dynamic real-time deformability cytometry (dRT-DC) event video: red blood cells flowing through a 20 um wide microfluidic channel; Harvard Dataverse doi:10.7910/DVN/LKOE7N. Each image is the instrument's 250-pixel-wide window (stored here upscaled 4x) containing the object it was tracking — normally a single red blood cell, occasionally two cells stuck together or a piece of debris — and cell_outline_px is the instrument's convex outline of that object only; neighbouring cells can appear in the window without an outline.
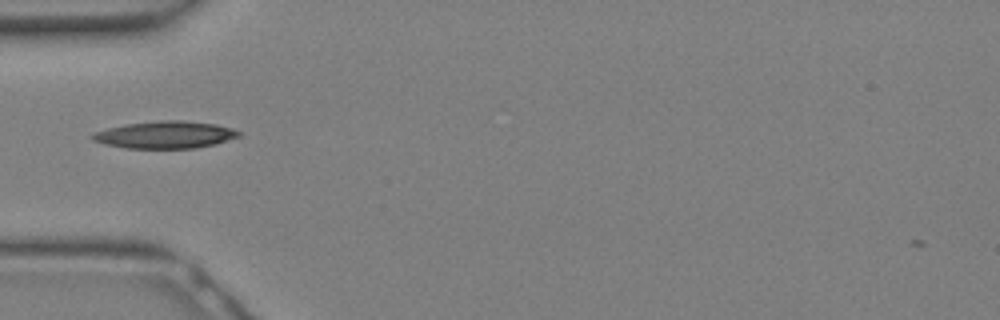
{"species": "Egyptian fruit bat (a non-hibernating species)", "species_latin": "Rousettus aegyptiacus", "temperature_condition": "warm", "stored_images_in_passage": 4, "camera_frame_rate_fps": 3000, "um_per_image_px": 0.085, "animal": {"sex": "female"}, "frame": {"image": 1, "passage_image": 1, "time_ms": 0.0, "image_size_px": [1000, 320], "cell_outline_px": [[240, 136], [216, 144], [196, 148], [124, 148], [104, 144], [92, 140], [88, 136], [92, 132], [124, 124], [160, 120], [180, 120], [216, 124], [232, 128], [240, 132]], "centroid_in_image_um": [13.99, 11.45], "position_along_channel_um": 71.0, "area_um2": 23.41}}
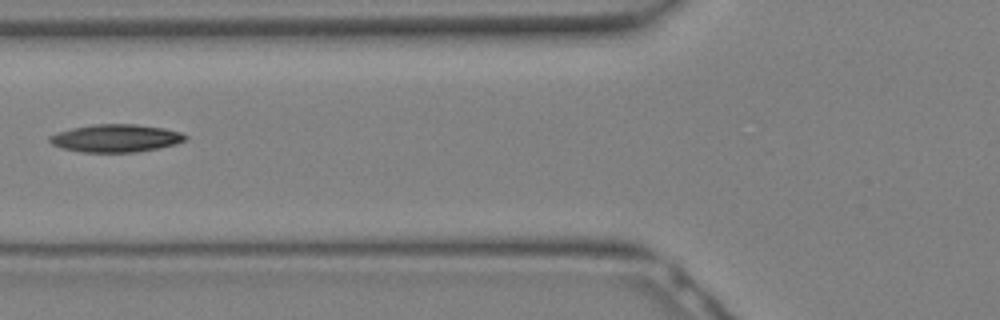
{"frame": {"image": 2, "passage_image": 3, "time_ms": 0.667, "image_size_px": [1000, 320], "cell_outline_px": [[188, 140], [176, 144], [156, 148], [132, 152], [84, 152], [64, 148], [52, 144], [48, 140], [48, 136], [56, 132], [72, 128], [96, 124], [136, 124], [164, 128], [180, 132], [188, 136]], "centroid_in_image_um": [9.85, 11.74], "position_along_channel_um": 115.9, "area_um2": 21.85}}